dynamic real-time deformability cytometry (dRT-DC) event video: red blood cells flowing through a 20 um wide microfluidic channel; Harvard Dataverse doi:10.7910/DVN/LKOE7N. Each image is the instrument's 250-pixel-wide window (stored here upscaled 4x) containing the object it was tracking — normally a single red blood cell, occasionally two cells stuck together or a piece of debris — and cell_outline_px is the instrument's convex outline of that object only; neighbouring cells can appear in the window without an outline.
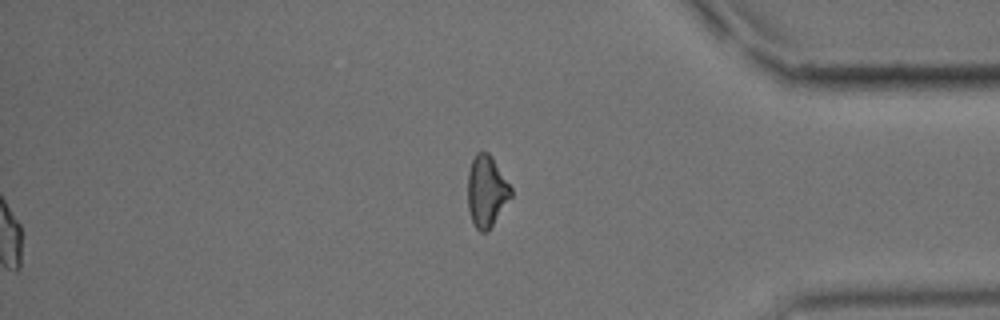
{"species": "common noctule bat (a hibernating species)", "species_latin": "Nyctalus noctula", "temperature_condition": "cold", "stored_images_in_passage": 38, "segment_of_instrument_passage": [2, 2], "camera_frame_rate_fps": 3000, "um_per_image_px": 0.085, "animal": {"sex": "male", "body_mass_g": 15.6}, "frame": {"image": 1, "passage_image": 38, "time_ms": 12.333, "image_size_px": [1000, 320], "cell_outline_px": [[512, 196], [488, 232], [480, 232], [476, 228], [472, 220], [468, 208], [468, 172], [472, 160], [476, 152], [488, 152], [492, 156], [512, 188]], "centroid_in_image_um": [41.36, 16.26], "position_along_channel_um": 393.8, "area_um2": 18.03}}